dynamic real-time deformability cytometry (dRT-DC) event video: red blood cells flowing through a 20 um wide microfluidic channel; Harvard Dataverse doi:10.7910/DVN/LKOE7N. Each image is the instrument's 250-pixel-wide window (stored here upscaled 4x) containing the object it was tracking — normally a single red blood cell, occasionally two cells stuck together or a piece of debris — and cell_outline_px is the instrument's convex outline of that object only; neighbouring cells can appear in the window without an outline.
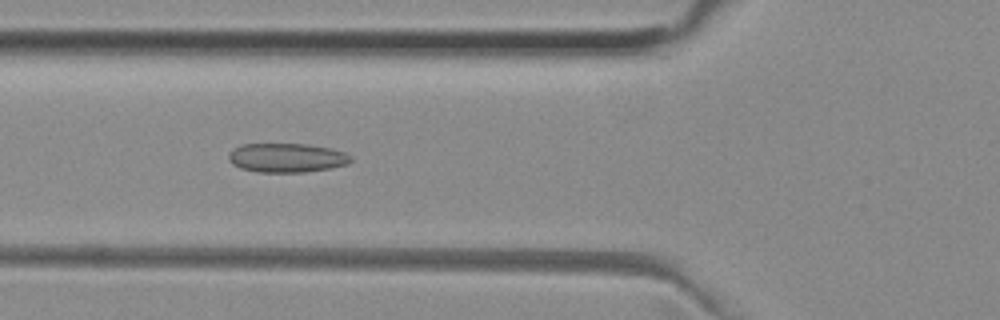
{"species": "common noctule bat (a hibernating species)", "species_latin": "Nyctalus noctula", "temperature_condition": "room temperature", "stored_images_in_passage": 41, "camera_frame_rate_fps": 3000, "um_per_image_px": 0.085, "animal": {"sex": "female", "body_mass_g": 29.2, "forearm_length_mm": 56.3}, "frame": {"image": 1, "passage_image": 10, "time_ms": 3.0, "image_size_px": [1000, 320], "cell_outline_px": [[352, 160], [348, 164], [328, 168], [304, 172], [256, 172], [240, 168], [232, 164], [228, 160], [228, 156], [232, 148], [240, 144], [308, 144], [332, 148], [344, 152], [352, 156]], "centroid_in_image_um": [24.35, 13.4], "position_along_channel_um": 101.5, "area_um2": 20.92}}
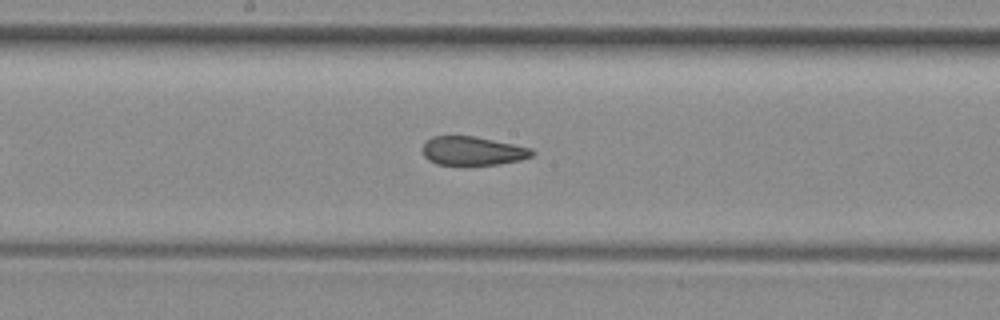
{"frame": {"image": 2, "passage_image": 18, "time_ms": 5.667, "image_size_px": [1000, 320], "cell_outline_px": [[536, 152], [532, 156], [520, 160], [500, 164], [464, 168], [436, 164], [428, 160], [424, 156], [424, 144], [432, 136], [476, 136], [532, 148]], "centroid_in_image_um": [40.19, 12.88], "position_along_channel_um": 208.0, "area_um2": 19.13}}
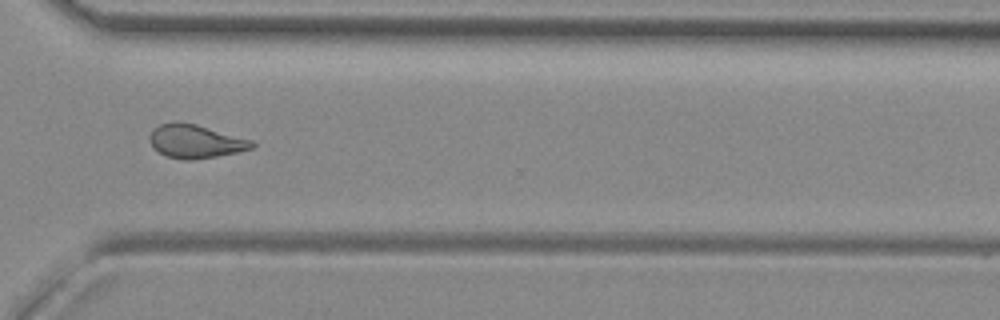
{"frame": {"image": 3, "passage_image": 29, "time_ms": 9.333, "image_size_px": [1000, 320], "cell_outline_px": [[256, 144], [252, 148], [236, 152], [216, 156], [192, 160], [184, 160], [168, 156], [160, 152], [152, 144], [152, 132], [160, 124], [176, 120], [180, 120], [196, 124], [256, 140]], "centroid_in_image_um": [16.71, 11.99], "position_along_channel_um": 353.9, "area_um2": 19.88}, "authors_computed_cell_mechanics": {"area_um2": 19.7676, "velocity_mm_per_s": 3.989, "shape_relaxation_time_tau1_ms": null, "shape_relaxation_time_tau2_ms": 1.4197, "deformation_change_tau1": null, "deformation_change_tau2": 0.0651}}